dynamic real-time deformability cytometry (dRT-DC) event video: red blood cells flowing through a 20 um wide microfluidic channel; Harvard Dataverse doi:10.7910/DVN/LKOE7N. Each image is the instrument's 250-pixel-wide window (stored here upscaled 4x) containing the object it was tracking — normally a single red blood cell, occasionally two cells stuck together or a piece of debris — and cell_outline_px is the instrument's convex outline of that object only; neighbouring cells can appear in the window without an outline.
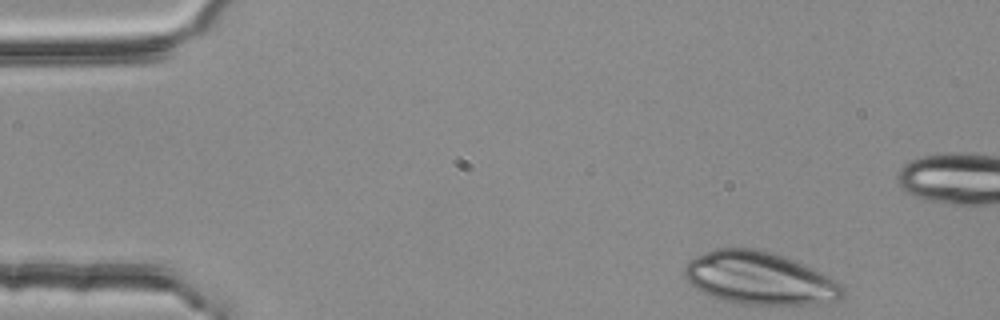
{"species": "common noctule bat (a hibernating species)", "species_latin": "Nyctalus noctula", "temperature_condition": "room temperature", "stored_images_in_passage": 44, "camera_frame_rate_fps": 3000, "um_per_image_px": 0.085, "animal": {"sex": "female", "body_mass_g": 25.1}, "frame": {"image": 1, "passage_image": 1, "time_ms": 0.0, "image_size_px": [1000, 320], "cell_outline_px": [[844, 296], [840, 300], [828, 304], [744, 304], [720, 300], [696, 288], [684, 276], [684, 264], [688, 260], [712, 248], [752, 248], [784, 256], [796, 260], [836, 280], [844, 288]], "centroid_in_image_um": [64.58, 23.65], "position_along_channel_um": 20.4, "area_um2": 48.73}}
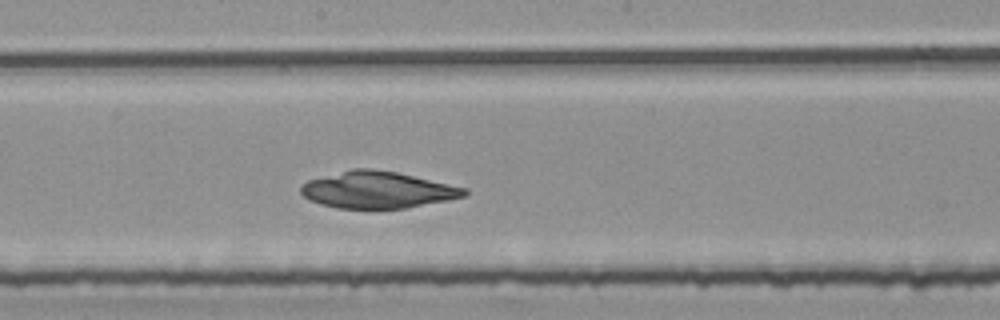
{"frame": {"image": 2, "passage_image": 24, "time_ms": 7.667, "image_size_px": [1000, 320], "cell_outline_px": [[468, 196], [408, 208], [336, 208], [320, 204], [308, 200], [300, 192], [300, 184], [308, 180], [352, 168], [372, 168], [396, 172], [468, 188]], "centroid_in_image_um": [32.09, 16.14], "position_along_channel_um": 216.1, "area_um2": 35.2}}
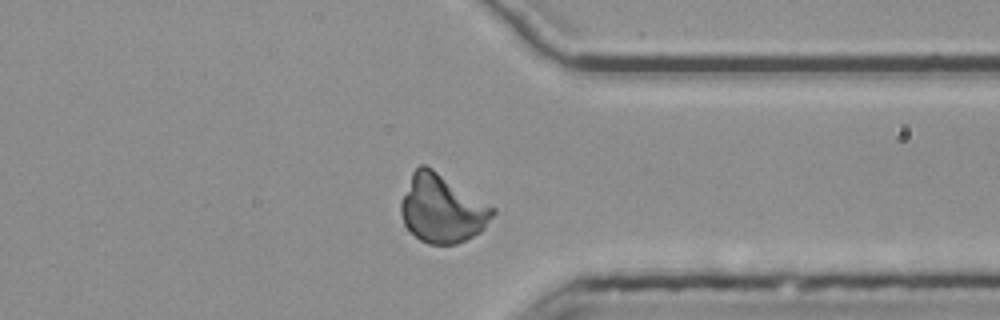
{"frame": {"image": 3, "passage_image": 37, "time_ms": 12.0, "image_size_px": [1000, 320], "cell_outline_px": [[496, 212], [484, 228], [480, 232], [456, 244], [428, 244], [420, 240], [404, 224], [400, 212], [400, 200], [412, 172], [420, 164], [424, 164], [432, 168], [496, 208]], "centroid_in_image_um": [37.56, 17.73], "position_along_channel_um": 373.8, "area_um2": 36.36}}